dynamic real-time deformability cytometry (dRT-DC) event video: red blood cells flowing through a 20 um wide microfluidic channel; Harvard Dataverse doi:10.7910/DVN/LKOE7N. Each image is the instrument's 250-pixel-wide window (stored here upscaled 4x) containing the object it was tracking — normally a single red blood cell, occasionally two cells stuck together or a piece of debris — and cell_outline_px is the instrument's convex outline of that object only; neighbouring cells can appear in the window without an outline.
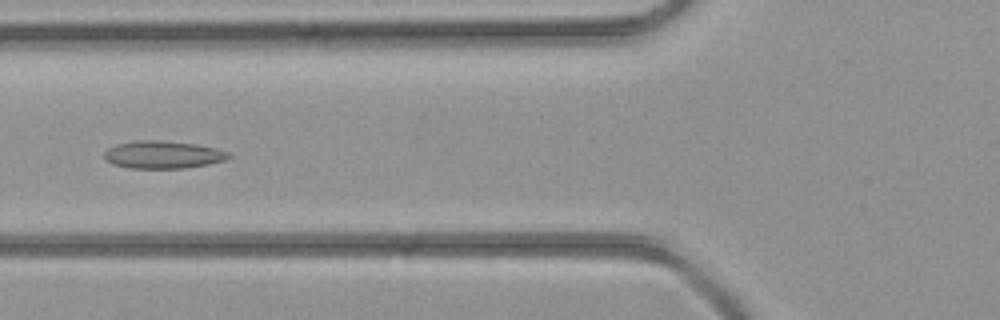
{"species": "common noctule bat (a hibernating species)", "species_latin": "Nyctalus noctula", "temperature_condition": "room temperature", "stored_images_in_passage": 43, "camera_frame_rate_fps": 3000, "um_per_image_px": 0.085, "animal": {"sex": "female", "body_mass_g": 21.9}, "frame": {"image": 1, "passage_image": 16, "time_ms": 5.0, "image_size_px": [1000, 320], "cell_outline_px": [[232, 156], [224, 160], [208, 164], [184, 168], [128, 168], [112, 164], [104, 160], [104, 152], [108, 148], [116, 144], [136, 140], [160, 140], [196, 144], [228, 152]], "centroid_in_image_um": [13.79, 13.15], "position_along_channel_um": 112.0, "area_um2": 20.0}}
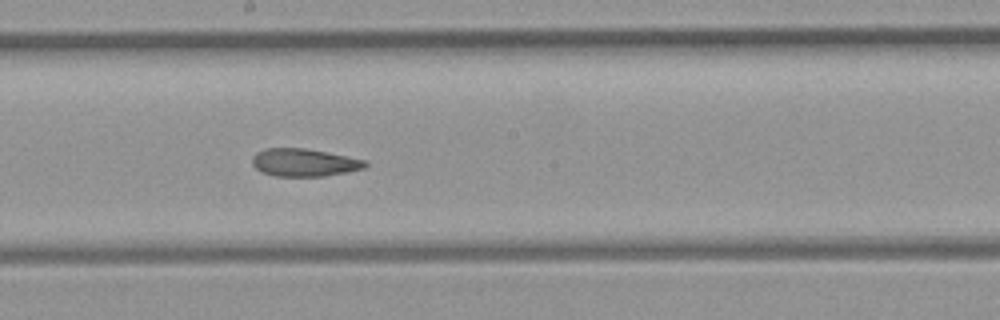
{"frame": {"image": 2, "passage_image": 23, "time_ms": 7.333, "image_size_px": [1000, 320], "cell_outline_px": [[368, 164], [364, 168], [348, 172], [324, 176], [276, 176], [260, 172], [252, 164], [252, 156], [256, 152], [264, 148], [304, 148], [328, 152], [368, 160]], "centroid_in_image_um": [25.86, 13.81], "position_along_channel_um": 222.3, "area_um2": 18.5}}
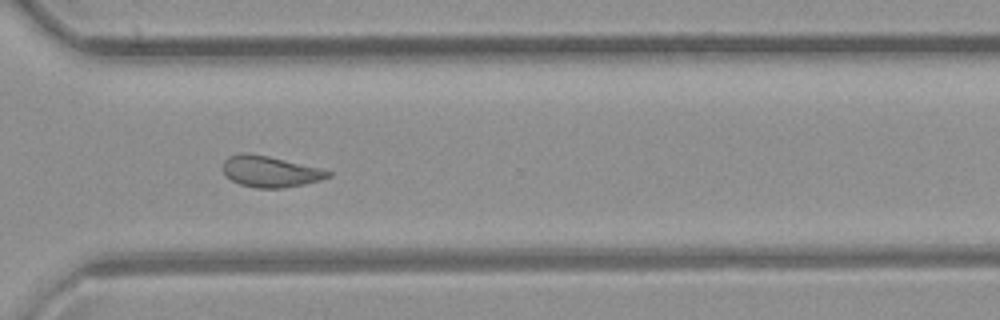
{"frame": {"image": 3, "passage_image": 31, "time_ms": 10.0, "image_size_px": [1000, 320], "cell_outline_px": [[332, 176], [320, 180], [304, 184], [280, 188], [256, 188], [240, 184], [232, 180], [224, 172], [224, 160], [228, 156], [244, 152], [248, 152], [268, 156], [320, 168], [332, 172]], "centroid_in_image_um": [22.97, 14.57], "position_along_channel_um": 347.6, "area_um2": 18.9}}